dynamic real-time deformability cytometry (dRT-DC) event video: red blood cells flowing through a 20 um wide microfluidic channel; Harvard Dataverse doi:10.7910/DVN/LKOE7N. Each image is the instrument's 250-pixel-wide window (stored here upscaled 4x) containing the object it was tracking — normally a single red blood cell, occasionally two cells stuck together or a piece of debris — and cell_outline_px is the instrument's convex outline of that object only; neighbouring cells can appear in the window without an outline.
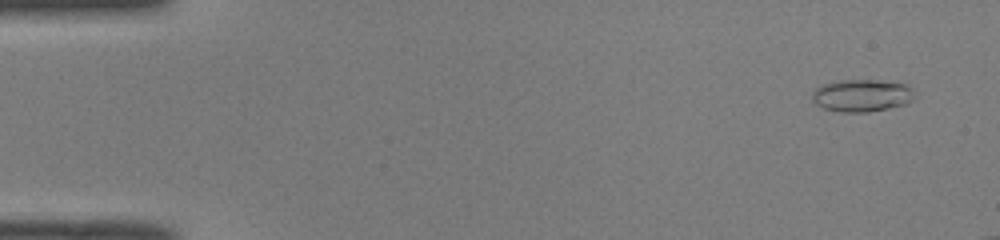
{"species": "common noctule bat (a hibernating species)", "species_latin": "Nyctalus noctula", "temperature_condition": "room temperature", "stored_images_in_passage": 16, "camera_frame_rate_fps": 3000, "um_per_image_px": 0.085, "animal": {"sex": "male", "body_mass_g": 19.0, "forearm_length_mm": 50.8}, "frame": {"image": 1, "passage_image": 3, "time_ms": 0.667, "image_size_px": [1000, 240], "cell_outline_px": [[912, 100], [908, 104], [868, 112], [840, 112], [824, 108], [816, 104], [812, 100], [812, 92], [816, 88], [824, 84], [840, 80], [876, 80], [908, 84], [912, 88]], "centroid_in_image_um": [73.25, 8.12], "position_along_channel_um": 11.7, "area_um2": 19.31}}